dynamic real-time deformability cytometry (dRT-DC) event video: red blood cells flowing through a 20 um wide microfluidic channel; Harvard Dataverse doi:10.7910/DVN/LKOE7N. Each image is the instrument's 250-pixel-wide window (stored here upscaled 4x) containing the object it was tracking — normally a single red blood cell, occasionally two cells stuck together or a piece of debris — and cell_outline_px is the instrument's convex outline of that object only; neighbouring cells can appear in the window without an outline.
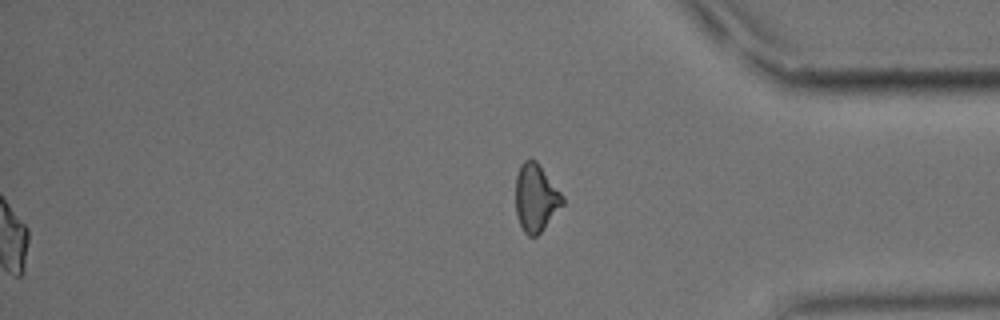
{"species": "common noctule bat (a hibernating species)", "species_latin": "Nyctalus noctula", "temperature_condition": "cold", "stored_images_in_passage": 57, "segment_of_instrument_passage": [2, 2], "camera_frame_rate_fps": 3000, "um_per_image_px": 0.085, "animal": {"sex": "male", "body_mass_g": 15.6}, "frame": {"image": 1, "passage_image": 57, "time_ms": 18.667, "image_size_px": [1000, 320], "cell_outline_px": [[564, 204], [544, 228], [536, 236], [528, 236], [524, 232], [516, 216], [516, 176], [520, 164], [524, 160], [536, 160], [564, 196]], "centroid_in_image_um": [45.55, 16.82], "position_along_channel_um": 389.7, "area_um2": 18.5}}